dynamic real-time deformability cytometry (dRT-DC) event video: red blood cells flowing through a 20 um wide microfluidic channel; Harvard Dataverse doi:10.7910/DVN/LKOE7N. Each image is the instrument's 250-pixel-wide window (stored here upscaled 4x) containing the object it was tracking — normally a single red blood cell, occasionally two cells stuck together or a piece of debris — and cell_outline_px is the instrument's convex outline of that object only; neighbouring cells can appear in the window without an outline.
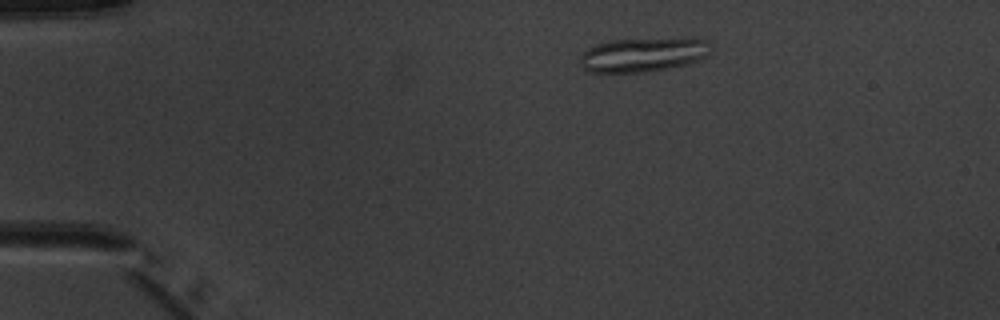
{"species": "common noctule bat (a hibernating species)", "species_latin": "Nyctalus noctula", "temperature_condition": "warm", "stored_images_in_passage": 3, "camera_frame_rate_fps": 3000, "um_per_image_px": 0.085, "animal": {"sex": "male", "body_mass_g": 20.1, "forearm_length_mm": 53.5}, "frame": {"image": 1, "passage_image": 2, "time_ms": 1.0, "image_size_px": [1000, 320], "cell_outline_px": [[712, 52], [696, 60], [684, 64], [644, 72], [588, 72], [580, 64], [580, 56], [588, 48], [596, 44], [608, 40], [692, 36], [704, 40], [712, 48]], "centroid_in_image_um": [54.67, 4.6], "position_along_channel_um": 30.3, "area_um2": 26.36}}